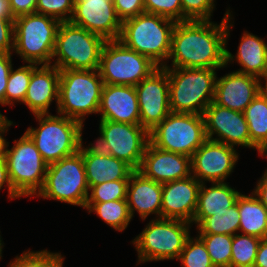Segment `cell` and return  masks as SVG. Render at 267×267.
I'll use <instances>...</instances> for the list:
<instances>
[{
	"label": "cell",
	"mask_w": 267,
	"mask_h": 267,
	"mask_svg": "<svg viewBox=\"0 0 267 267\" xmlns=\"http://www.w3.org/2000/svg\"><path fill=\"white\" fill-rule=\"evenodd\" d=\"M252 192L267 208V169L262 174V177L257 181V185Z\"/></svg>",
	"instance_id": "46"
},
{
	"label": "cell",
	"mask_w": 267,
	"mask_h": 267,
	"mask_svg": "<svg viewBox=\"0 0 267 267\" xmlns=\"http://www.w3.org/2000/svg\"><path fill=\"white\" fill-rule=\"evenodd\" d=\"M237 48L236 56L226 48V67L234 63L235 60L242 67L235 71L252 75L260 79L267 65V43L265 40L253 33L244 31Z\"/></svg>",
	"instance_id": "24"
},
{
	"label": "cell",
	"mask_w": 267,
	"mask_h": 267,
	"mask_svg": "<svg viewBox=\"0 0 267 267\" xmlns=\"http://www.w3.org/2000/svg\"><path fill=\"white\" fill-rule=\"evenodd\" d=\"M156 148L192 157L207 140L203 115L171 112L149 132Z\"/></svg>",
	"instance_id": "12"
},
{
	"label": "cell",
	"mask_w": 267,
	"mask_h": 267,
	"mask_svg": "<svg viewBox=\"0 0 267 267\" xmlns=\"http://www.w3.org/2000/svg\"><path fill=\"white\" fill-rule=\"evenodd\" d=\"M240 217L237 202L226 211L215 212L206 217L197 227L198 234H225L233 236L239 233Z\"/></svg>",
	"instance_id": "30"
},
{
	"label": "cell",
	"mask_w": 267,
	"mask_h": 267,
	"mask_svg": "<svg viewBox=\"0 0 267 267\" xmlns=\"http://www.w3.org/2000/svg\"><path fill=\"white\" fill-rule=\"evenodd\" d=\"M104 82L99 70H60L57 114L84 124L98 114Z\"/></svg>",
	"instance_id": "4"
},
{
	"label": "cell",
	"mask_w": 267,
	"mask_h": 267,
	"mask_svg": "<svg viewBox=\"0 0 267 267\" xmlns=\"http://www.w3.org/2000/svg\"><path fill=\"white\" fill-rule=\"evenodd\" d=\"M0 17L5 19H15L9 0H0Z\"/></svg>",
	"instance_id": "49"
},
{
	"label": "cell",
	"mask_w": 267,
	"mask_h": 267,
	"mask_svg": "<svg viewBox=\"0 0 267 267\" xmlns=\"http://www.w3.org/2000/svg\"><path fill=\"white\" fill-rule=\"evenodd\" d=\"M191 223L176 219L153 218L137 235L132 244L138 255L137 264L178 260L187 239Z\"/></svg>",
	"instance_id": "6"
},
{
	"label": "cell",
	"mask_w": 267,
	"mask_h": 267,
	"mask_svg": "<svg viewBox=\"0 0 267 267\" xmlns=\"http://www.w3.org/2000/svg\"><path fill=\"white\" fill-rule=\"evenodd\" d=\"M14 50V19L0 17V54H11Z\"/></svg>",
	"instance_id": "41"
},
{
	"label": "cell",
	"mask_w": 267,
	"mask_h": 267,
	"mask_svg": "<svg viewBox=\"0 0 267 267\" xmlns=\"http://www.w3.org/2000/svg\"><path fill=\"white\" fill-rule=\"evenodd\" d=\"M98 114L100 120L140 125V108L134 86L104 84Z\"/></svg>",
	"instance_id": "21"
},
{
	"label": "cell",
	"mask_w": 267,
	"mask_h": 267,
	"mask_svg": "<svg viewBox=\"0 0 267 267\" xmlns=\"http://www.w3.org/2000/svg\"><path fill=\"white\" fill-rule=\"evenodd\" d=\"M265 80V81H263V80ZM260 80H261V93H263V94H265V95H267V65H266V69H265V72H264V74H263V76L260 78ZM262 81L264 82V83H262ZM263 84H265V85H263Z\"/></svg>",
	"instance_id": "50"
},
{
	"label": "cell",
	"mask_w": 267,
	"mask_h": 267,
	"mask_svg": "<svg viewBox=\"0 0 267 267\" xmlns=\"http://www.w3.org/2000/svg\"><path fill=\"white\" fill-rule=\"evenodd\" d=\"M11 54H0V105L5 106V90L8 77L14 64ZM0 117H6L0 112Z\"/></svg>",
	"instance_id": "43"
},
{
	"label": "cell",
	"mask_w": 267,
	"mask_h": 267,
	"mask_svg": "<svg viewBox=\"0 0 267 267\" xmlns=\"http://www.w3.org/2000/svg\"><path fill=\"white\" fill-rule=\"evenodd\" d=\"M261 239L245 234L232 236L230 267H254Z\"/></svg>",
	"instance_id": "32"
},
{
	"label": "cell",
	"mask_w": 267,
	"mask_h": 267,
	"mask_svg": "<svg viewBox=\"0 0 267 267\" xmlns=\"http://www.w3.org/2000/svg\"><path fill=\"white\" fill-rule=\"evenodd\" d=\"M232 17L229 8L219 24L211 20L177 22L168 58L172 63L163 68H225L226 47L234 25Z\"/></svg>",
	"instance_id": "1"
},
{
	"label": "cell",
	"mask_w": 267,
	"mask_h": 267,
	"mask_svg": "<svg viewBox=\"0 0 267 267\" xmlns=\"http://www.w3.org/2000/svg\"><path fill=\"white\" fill-rule=\"evenodd\" d=\"M239 155L235 147L207 139L191 157V175L201 183L226 182Z\"/></svg>",
	"instance_id": "16"
},
{
	"label": "cell",
	"mask_w": 267,
	"mask_h": 267,
	"mask_svg": "<svg viewBox=\"0 0 267 267\" xmlns=\"http://www.w3.org/2000/svg\"><path fill=\"white\" fill-rule=\"evenodd\" d=\"M34 117L39 126H30L25 133L48 165L79 151L81 122L51 113L37 114Z\"/></svg>",
	"instance_id": "8"
},
{
	"label": "cell",
	"mask_w": 267,
	"mask_h": 267,
	"mask_svg": "<svg viewBox=\"0 0 267 267\" xmlns=\"http://www.w3.org/2000/svg\"><path fill=\"white\" fill-rule=\"evenodd\" d=\"M74 0H37L35 13L51 16L60 22L70 21Z\"/></svg>",
	"instance_id": "37"
},
{
	"label": "cell",
	"mask_w": 267,
	"mask_h": 267,
	"mask_svg": "<svg viewBox=\"0 0 267 267\" xmlns=\"http://www.w3.org/2000/svg\"><path fill=\"white\" fill-rule=\"evenodd\" d=\"M145 12L182 22L181 0H144Z\"/></svg>",
	"instance_id": "39"
},
{
	"label": "cell",
	"mask_w": 267,
	"mask_h": 267,
	"mask_svg": "<svg viewBox=\"0 0 267 267\" xmlns=\"http://www.w3.org/2000/svg\"><path fill=\"white\" fill-rule=\"evenodd\" d=\"M13 16L35 13L37 0H9Z\"/></svg>",
	"instance_id": "44"
},
{
	"label": "cell",
	"mask_w": 267,
	"mask_h": 267,
	"mask_svg": "<svg viewBox=\"0 0 267 267\" xmlns=\"http://www.w3.org/2000/svg\"><path fill=\"white\" fill-rule=\"evenodd\" d=\"M113 3L122 22L145 12L144 0H113Z\"/></svg>",
	"instance_id": "40"
},
{
	"label": "cell",
	"mask_w": 267,
	"mask_h": 267,
	"mask_svg": "<svg viewBox=\"0 0 267 267\" xmlns=\"http://www.w3.org/2000/svg\"><path fill=\"white\" fill-rule=\"evenodd\" d=\"M129 180H116L92 186L86 203H102L127 199Z\"/></svg>",
	"instance_id": "35"
},
{
	"label": "cell",
	"mask_w": 267,
	"mask_h": 267,
	"mask_svg": "<svg viewBox=\"0 0 267 267\" xmlns=\"http://www.w3.org/2000/svg\"><path fill=\"white\" fill-rule=\"evenodd\" d=\"M236 202L240 217L239 232L260 239L267 238V208L253 192L250 196L241 193Z\"/></svg>",
	"instance_id": "27"
},
{
	"label": "cell",
	"mask_w": 267,
	"mask_h": 267,
	"mask_svg": "<svg viewBox=\"0 0 267 267\" xmlns=\"http://www.w3.org/2000/svg\"><path fill=\"white\" fill-rule=\"evenodd\" d=\"M265 156L267 158V149L262 153L261 157Z\"/></svg>",
	"instance_id": "53"
},
{
	"label": "cell",
	"mask_w": 267,
	"mask_h": 267,
	"mask_svg": "<svg viewBox=\"0 0 267 267\" xmlns=\"http://www.w3.org/2000/svg\"><path fill=\"white\" fill-rule=\"evenodd\" d=\"M88 195L83 157L78 151L48 165L44 185L36 197L84 208Z\"/></svg>",
	"instance_id": "10"
},
{
	"label": "cell",
	"mask_w": 267,
	"mask_h": 267,
	"mask_svg": "<svg viewBox=\"0 0 267 267\" xmlns=\"http://www.w3.org/2000/svg\"><path fill=\"white\" fill-rule=\"evenodd\" d=\"M70 22L105 40H118L122 29L112 0H74Z\"/></svg>",
	"instance_id": "17"
},
{
	"label": "cell",
	"mask_w": 267,
	"mask_h": 267,
	"mask_svg": "<svg viewBox=\"0 0 267 267\" xmlns=\"http://www.w3.org/2000/svg\"><path fill=\"white\" fill-rule=\"evenodd\" d=\"M205 183H201L198 192L197 207L191 224L196 227L215 212L226 211L233 206L240 192L232 188L228 182H212L211 187H207Z\"/></svg>",
	"instance_id": "25"
},
{
	"label": "cell",
	"mask_w": 267,
	"mask_h": 267,
	"mask_svg": "<svg viewBox=\"0 0 267 267\" xmlns=\"http://www.w3.org/2000/svg\"><path fill=\"white\" fill-rule=\"evenodd\" d=\"M201 182L192 175L162 184L161 218L193 221Z\"/></svg>",
	"instance_id": "19"
},
{
	"label": "cell",
	"mask_w": 267,
	"mask_h": 267,
	"mask_svg": "<svg viewBox=\"0 0 267 267\" xmlns=\"http://www.w3.org/2000/svg\"><path fill=\"white\" fill-rule=\"evenodd\" d=\"M60 21L33 13L14 19V50L24 63L51 65Z\"/></svg>",
	"instance_id": "7"
},
{
	"label": "cell",
	"mask_w": 267,
	"mask_h": 267,
	"mask_svg": "<svg viewBox=\"0 0 267 267\" xmlns=\"http://www.w3.org/2000/svg\"><path fill=\"white\" fill-rule=\"evenodd\" d=\"M243 113L250 141L263 153L267 149V95L260 92Z\"/></svg>",
	"instance_id": "28"
},
{
	"label": "cell",
	"mask_w": 267,
	"mask_h": 267,
	"mask_svg": "<svg viewBox=\"0 0 267 267\" xmlns=\"http://www.w3.org/2000/svg\"><path fill=\"white\" fill-rule=\"evenodd\" d=\"M203 117L207 139L233 147L253 148L260 156L262 155V152L250 141L244 113L222 107L213 101L205 109Z\"/></svg>",
	"instance_id": "13"
},
{
	"label": "cell",
	"mask_w": 267,
	"mask_h": 267,
	"mask_svg": "<svg viewBox=\"0 0 267 267\" xmlns=\"http://www.w3.org/2000/svg\"><path fill=\"white\" fill-rule=\"evenodd\" d=\"M60 70L53 65H39L31 75L25 104L33 115L49 114L52 102L58 105ZM54 100V101H53Z\"/></svg>",
	"instance_id": "22"
},
{
	"label": "cell",
	"mask_w": 267,
	"mask_h": 267,
	"mask_svg": "<svg viewBox=\"0 0 267 267\" xmlns=\"http://www.w3.org/2000/svg\"><path fill=\"white\" fill-rule=\"evenodd\" d=\"M137 171L161 184L184 179L191 176V157L156 148L149 142Z\"/></svg>",
	"instance_id": "18"
},
{
	"label": "cell",
	"mask_w": 267,
	"mask_h": 267,
	"mask_svg": "<svg viewBox=\"0 0 267 267\" xmlns=\"http://www.w3.org/2000/svg\"><path fill=\"white\" fill-rule=\"evenodd\" d=\"M178 260L182 267H214L203 241L197 235L187 239Z\"/></svg>",
	"instance_id": "34"
},
{
	"label": "cell",
	"mask_w": 267,
	"mask_h": 267,
	"mask_svg": "<svg viewBox=\"0 0 267 267\" xmlns=\"http://www.w3.org/2000/svg\"><path fill=\"white\" fill-rule=\"evenodd\" d=\"M176 23L169 18L143 12L122 22L118 40L163 67L168 63Z\"/></svg>",
	"instance_id": "2"
},
{
	"label": "cell",
	"mask_w": 267,
	"mask_h": 267,
	"mask_svg": "<svg viewBox=\"0 0 267 267\" xmlns=\"http://www.w3.org/2000/svg\"><path fill=\"white\" fill-rule=\"evenodd\" d=\"M203 241L214 267H230L232 236L225 234H197Z\"/></svg>",
	"instance_id": "33"
},
{
	"label": "cell",
	"mask_w": 267,
	"mask_h": 267,
	"mask_svg": "<svg viewBox=\"0 0 267 267\" xmlns=\"http://www.w3.org/2000/svg\"><path fill=\"white\" fill-rule=\"evenodd\" d=\"M84 124H82L81 128H80V147H79V151L82 154H92L95 156H111V147L108 144L107 141H105L104 136L101 134V132H99L100 136L97 138V140H95L94 143H90L88 146L84 147L83 145V137H82V131Z\"/></svg>",
	"instance_id": "42"
},
{
	"label": "cell",
	"mask_w": 267,
	"mask_h": 267,
	"mask_svg": "<svg viewBox=\"0 0 267 267\" xmlns=\"http://www.w3.org/2000/svg\"><path fill=\"white\" fill-rule=\"evenodd\" d=\"M0 233H1V231H0ZM2 237H1V235H0V260H1V258H2V251H3V246H4V243L2 242V240L3 239H1Z\"/></svg>",
	"instance_id": "51"
},
{
	"label": "cell",
	"mask_w": 267,
	"mask_h": 267,
	"mask_svg": "<svg viewBox=\"0 0 267 267\" xmlns=\"http://www.w3.org/2000/svg\"><path fill=\"white\" fill-rule=\"evenodd\" d=\"M5 184H6L5 187L8 188V194H9L7 198H9L10 200L17 198L21 199V196L12 187L8 174L7 163L4 156H2L0 158V190L4 187Z\"/></svg>",
	"instance_id": "45"
},
{
	"label": "cell",
	"mask_w": 267,
	"mask_h": 267,
	"mask_svg": "<svg viewBox=\"0 0 267 267\" xmlns=\"http://www.w3.org/2000/svg\"><path fill=\"white\" fill-rule=\"evenodd\" d=\"M261 80L255 76L231 71L216 77L214 102L230 110L244 112L261 92Z\"/></svg>",
	"instance_id": "20"
},
{
	"label": "cell",
	"mask_w": 267,
	"mask_h": 267,
	"mask_svg": "<svg viewBox=\"0 0 267 267\" xmlns=\"http://www.w3.org/2000/svg\"><path fill=\"white\" fill-rule=\"evenodd\" d=\"M127 203L132 218L135 211L143 221L151 214L156 216L155 219L161 218L162 184L135 170L127 186Z\"/></svg>",
	"instance_id": "23"
},
{
	"label": "cell",
	"mask_w": 267,
	"mask_h": 267,
	"mask_svg": "<svg viewBox=\"0 0 267 267\" xmlns=\"http://www.w3.org/2000/svg\"><path fill=\"white\" fill-rule=\"evenodd\" d=\"M215 0H181L182 22L188 20H212Z\"/></svg>",
	"instance_id": "38"
},
{
	"label": "cell",
	"mask_w": 267,
	"mask_h": 267,
	"mask_svg": "<svg viewBox=\"0 0 267 267\" xmlns=\"http://www.w3.org/2000/svg\"><path fill=\"white\" fill-rule=\"evenodd\" d=\"M38 66L35 63H28V65H22L15 70L12 67L5 90V106L10 105L14 107V104L17 102L23 103L32 72Z\"/></svg>",
	"instance_id": "31"
},
{
	"label": "cell",
	"mask_w": 267,
	"mask_h": 267,
	"mask_svg": "<svg viewBox=\"0 0 267 267\" xmlns=\"http://www.w3.org/2000/svg\"><path fill=\"white\" fill-rule=\"evenodd\" d=\"M158 68L150 58L126 47L120 40H106L98 70L104 84L135 87Z\"/></svg>",
	"instance_id": "11"
},
{
	"label": "cell",
	"mask_w": 267,
	"mask_h": 267,
	"mask_svg": "<svg viewBox=\"0 0 267 267\" xmlns=\"http://www.w3.org/2000/svg\"><path fill=\"white\" fill-rule=\"evenodd\" d=\"M8 147L5 140L3 156L13 189L21 197L36 196L44 185L48 164L26 133L14 140L12 148Z\"/></svg>",
	"instance_id": "9"
},
{
	"label": "cell",
	"mask_w": 267,
	"mask_h": 267,
	"mask_svg": "<svg viewBox=\"0 0 267 267\" xmlns=\"http://www.w3.org/2000/svg\"><path fill=\"white\" fill-rule=\"evenodd\" d=\"M89 189L94 185L116 180H129L135 171L125 161L113 156L82 154Z\"/></svg>",
	"instance_id": "26"
},
{
	"label": "cell",
	"mask_w": 267,
	"mask_h": 267,
	"mask_svg": "<svg viewBox=\"0 0 267 267\" xmlns=\"http://www.w3.org/2000/svg\"><path fill=\"white\" fill-rule=\"evenodd\" d=\"M140 108V125L153 130L170 113L168 72L159 67L135 86Z\"/></svg>",
	"instance_id": "15"
},
{
	"label": "cell",
	"mask_w": 267,
	"mask_h": 267,
	"mask_svg": "<svg viewBox=\"0 0 267 267\" xmlns=\"http://www.w3.org/2000/svg\"><path fill=\"white\" fill-rule=\"evenodd\" d=\"M169 78L170 109L173 113L203 115L214 101L219 69L164 68Z\"/></svg>",
	"instance_id": "3"
},
{
	"label": "cell",
	"mask_w": 267,
	"mask_h": 267,
	"mask_svg": "<svg viewBox=\"0 0 267 267\" xmlns=\"http://www.w3.org/2000/svg\"><path fill=\"white\" fill-rule=\"evenodd\" d=\"M64 256L60 252H50L48 250L23 251L9 263V267H54Z\"/></svg>",
	"instance_id": "36"
},
{
	"label": "cell",
	"mask_w": 267,
	"mask_h": 267,
	"mask_svg": "<svg viewBox=\"0 0 267 267\" xmlns=\"http://www.w3.org/2000/svg\"><path fill=\"white\" fill-rule=\"evenodd\" d=\"M99 132L111 147V156L125 161L138 170L149 140V132L141 125L99 121Z\"/></svg>",
	"instance_id": "14"
},
{
	"label": "cell",
	"mask_w": 267,
	"mask_h": 267,
	"mask_svg": "<svg viewBox=\"0 0 267 267\" xmlns=\"http://www.w3.org/2000/svg\"><path fill=\"white\" fill-rule=\"evenodd\" d=\"M254 267H267V238L261 239L255 258Z\"/></svg>",
	"instance_id": "47"
},
{
	"label": "cell",
	"mask_w": 267,
	"mask_h": 267,
	"mask_svg": "<svg viewBox=\"0 0 267 267\" xmlns=\"http://www.w3.org/2000/svg\"><path fill=\"white\" fill-rule=\"evenodd\" d=\"M65 258H62L54 267H63V262Z\"/></svg>",
	"instance_id": "52"
},
{
	"label": "cell",
	"mask_w": 267,
	"mask_h": 267,
	"mask_svg": "<svg viewBox=\"0 0 267 267\" xmlns=\"http://www.w3.org/2000/svg\"><path fill=\"white\" fill-rule=\"evenodd\" d=\"M84 209L88 213L94 212L102 221L119 232H123L132 220L127 199L102 203H86Z\"/></svg>",
	"instance_id": "29"
},
{
	"label": "cell",
	"mask_w": 267,
	"mask_h": 267,
	"mask_svg": "<svg viewBox=\"0 0 267 267\" xmlns=\"http://www.w3.org/2000/svg\"><path fill=\"white\" fill-rule=\"evenodd\" d=\"M14 125L13 121L7 117H0V158L3 156V148L5 143V133L8 132L9 127Z\"/></svg>",
	"instance_id": "48"
},
{
	"label": "cell",
	"mask_w": 267,
	"mask_h": 267,
	"mask_svg": "<svg viewBox=\"0 0 267 267\" xmlns=\"http://www.w3.org/2000/svg\"><path fill=\"white\" fill-rule=\"evenodd\" d=\"M105 42L103 37L70 21L61 22L56 34L51 65L59 70L98 69Z\"/></svg>",
	"instance_id": "5"
}]
</instances>
